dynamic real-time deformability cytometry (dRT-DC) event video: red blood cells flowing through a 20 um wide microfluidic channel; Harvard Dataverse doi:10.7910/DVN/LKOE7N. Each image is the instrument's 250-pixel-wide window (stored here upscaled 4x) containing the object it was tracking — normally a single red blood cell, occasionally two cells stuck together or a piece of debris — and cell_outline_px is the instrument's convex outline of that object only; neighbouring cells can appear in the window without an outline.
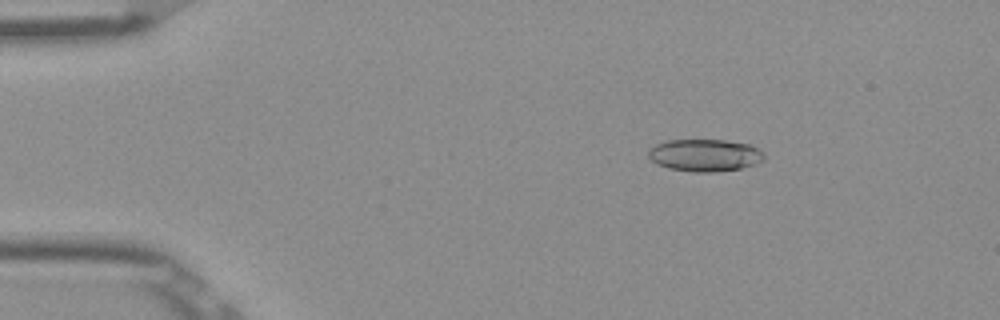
{"species": "Egyptian fruit bat (a non-hibernating species)", "species_latin": "Rousettus aegyptiacus", "temperature_condition": "room temperature", "stored_images_in_passage": 53, "camera_frame_rate_fps": 3000, "um_per_image_px": 0.085, "frame": {"image": 1, "passage_image": 9, "time_ms": 2.667, "image_size_px": [1000, 320], "cell_outline_px": [[764, 160], [756, 164], [740, 168], [712, 172], [692, 172], [668, 168], [656, 164], [648, 156], [648, 152], [656, 144], [668, 140], [724, 140], [748, 144], [764, 152]], "centroid_in_image_um": [59.91, 13.2], "position_along_channel_um": 25.1, "area_um2": 21.68}}
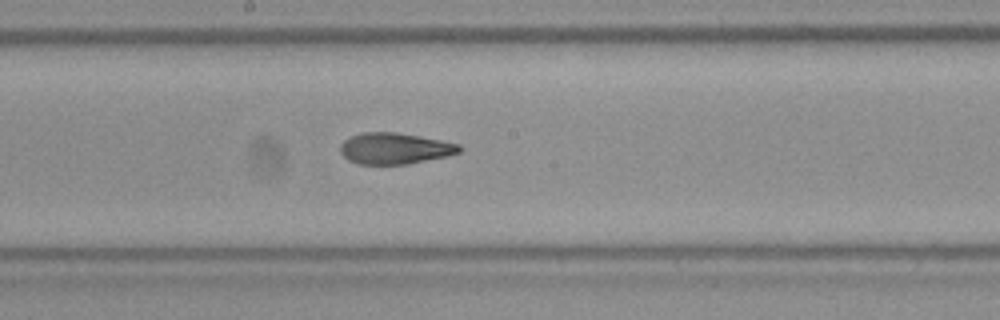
{"frame": {"image": 2, "passage_image": 29, "time_ms": 9.333, "image_size_px": [1000, 320], "cell_outline_px": [[464, 148], [460, 152], [448, 156], [408, 164], [356, 164], [348, 160], [340, 152], [340, 144], [344, 140], [360, 132], [396, 132], [420, 136], [460, 144]], "centroid_in_image_um": [33.56, 12.62], "position_along_channel_um": 214.6, "area_um2": 21.85}}
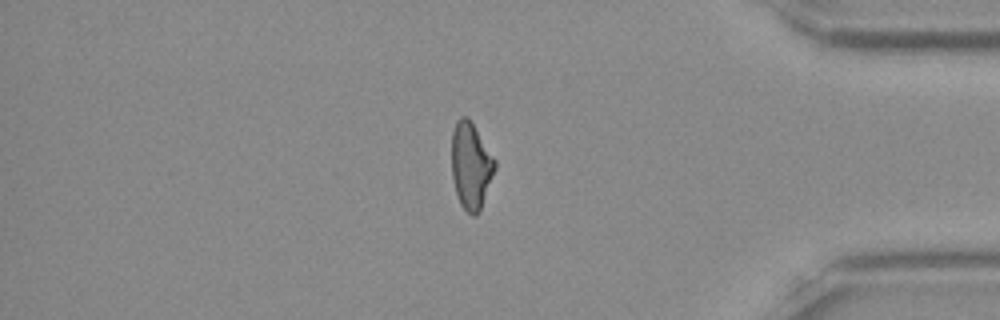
{"frame": {"image": 3, "passage_image": 45, "time_ms": 14.667, "image_size_px": [1000, 320], "cell_outline_px": [[496, 168], [480, 212], [476, 216], [472, 216], [460, 204], [456, 192], [452, 176], [452, 132], [456, 120], [460, 116], [468, 116], [496, 160]], "centroid_in_image_um": [40.03, 14.08], "position_along_channel_um": 395.2, "area_um2": 21.96}, "authors_computed_cell_mechanics": {"area_um2": 22.1374, "velocity_mm_per_s": 3.9091, "shape_relaxation_time_tau1_ms": 5.7679, "shape_relaxation_time_tau2_ms": 2.4221, "deformation_change_tau1": 0.1831, "deformation_change_tau2": 0.0982}}